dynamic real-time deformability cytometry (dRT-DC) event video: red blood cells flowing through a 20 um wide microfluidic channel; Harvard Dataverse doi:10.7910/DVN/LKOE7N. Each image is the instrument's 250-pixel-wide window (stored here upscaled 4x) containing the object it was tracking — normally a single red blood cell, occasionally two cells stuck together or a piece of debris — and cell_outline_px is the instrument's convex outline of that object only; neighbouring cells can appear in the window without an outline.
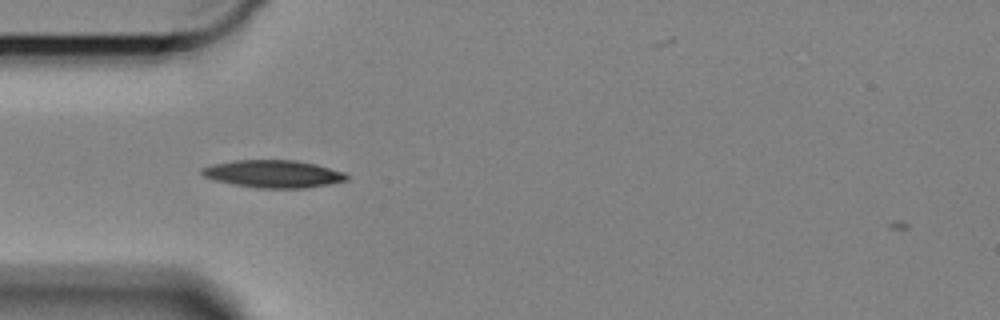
{"species": "Egyptian fruit bat (a non-hibernating species)", "species_latin": "Rousettus aegyptiacus", "temperature_condition": "cold", "stored_images_in_passage": 44, "camera_frame_rate_fps": 3000, "um_per_image_px": 0.085, "animal": {"sex": "female"}, "frame": {"image": 1, "passage_image": 1, "time_ms": 0.0, "image_size_px": [1000, 320], "cell_outline_px": [[348, 180], [328, 184], [304, 188], [260, 188], [232, 184], [212, 180], [204, 176], [200, 172], [200, 168], [212, 164], [236, 160], [296, 160], [316, 164], [344, 172], [348, 176]], "centroid_in_image_um": [23.2, 14.77], "position_along_channel_um": 61.8, "area_um2": 23.29}}
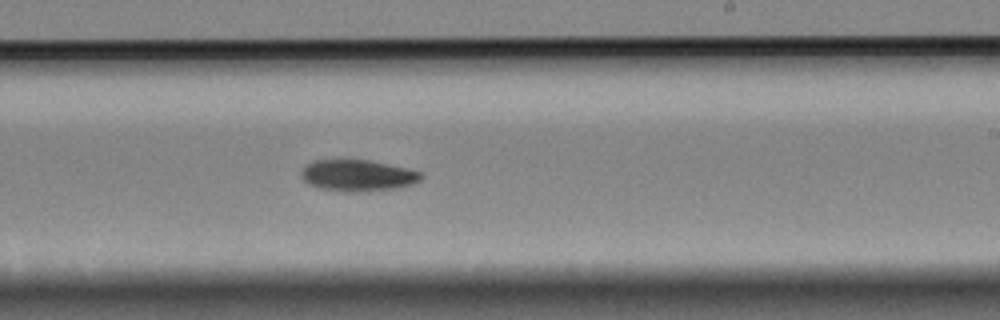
{"frame": {"image": 2, "passage_image": 19, "time_ms": 6.0, "image_size_px": [1000, 320], "cell_outline_px": [[424, 176], [420, 180], [412, 184], [392, 188], [320, 188], [308, 184], [304, 180], [300, 172], [312, 160], [368, 160], [408, 168], [424, 172]], "centroid_in_image_um": [30.44, 14.84], "position_along_channel_um": 258.6, "area_um2": 20.63}}
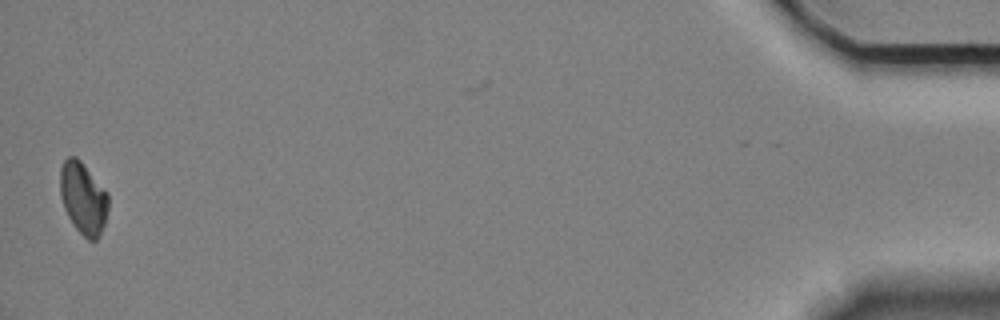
{"frame": {"image": 3, "passage_image": 43, "time_ms": 14.0, "image_size_px": [1000, 320], "cell_outline_px": [[108, 208], [104, 224], [100, 236], [96, 240], [88, 240], [72, 224], [64, 208], [60, 196], [60, 168], [64, 160], [68, 156], [76, 156], [80, 160], [108, 192]], "centroid_in_image_um": [7.07, 16.83], "position_along_channel_um": 428.1, "area_um2": 20.29}}